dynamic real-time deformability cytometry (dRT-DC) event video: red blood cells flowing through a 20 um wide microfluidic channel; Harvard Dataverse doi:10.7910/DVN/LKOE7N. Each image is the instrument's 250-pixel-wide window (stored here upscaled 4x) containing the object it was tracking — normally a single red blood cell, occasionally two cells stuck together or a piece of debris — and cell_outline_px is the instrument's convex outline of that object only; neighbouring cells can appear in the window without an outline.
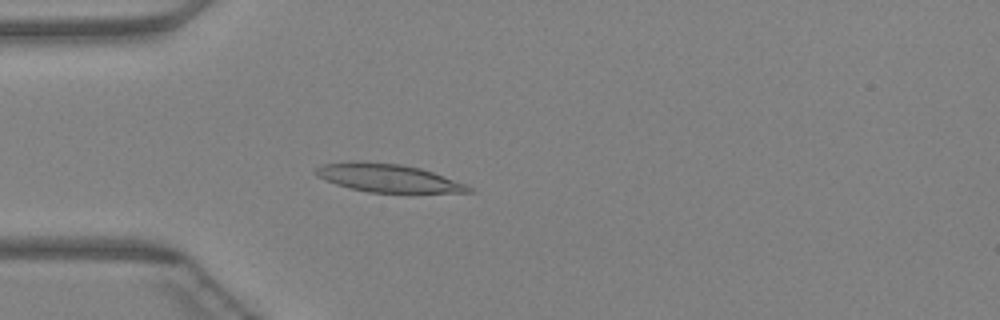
{"species": "Egyptian fruit bat (a non-hibernating species)", "species_latin": "Rousettus aegyptiacus", "temperature_condition": "warm", "stored_images_in_passage": 46, "camera_frame_rate_fps": 3000, "um_per_image_px": 0.085, "animal": {"sex": "female"}, "frame": {"image": 1, "passage_image": 13, "time_ms": 4.0, "image_size_px": [1000, 320], "cell_outline_px": [[476, 192], [368, 192], [348, 188], [324, 180], [316, 176], [312, 172], [316, 168], [324, 164], [352, 160], [364, 160], [400, 164], [420, 168], [468, 184]], "centroid_in_image_um": [32.93, 15.11], "position_along_channel_um": 52.1, "area_um2": 25.32}}
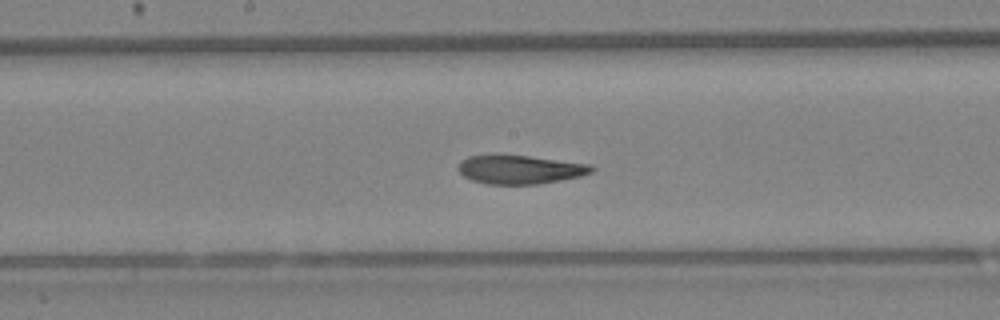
{"frame": {"image": 2, "passage_image": 24, "time_ms": 7.667, "image_size_px": [1000, 320], "cell_outline_px": [[596, 168], [592, 172], [580, 176], [540, 184], [488, 184], [472, 180], [464, 176], [456, 168], [460, 160], [468, 156], [496, 152], [592, 164]], "centroid_in_image_um": [44.14, 14.37], "position_along_channel_um": 204.1, "area_um2": 23.0}}
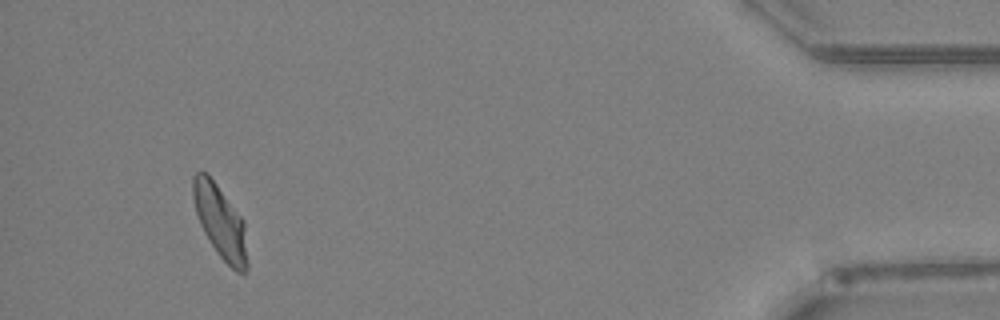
{"frame": {"image": 3, "passage_image": 43, "time_ms": 14.0, "image_size_px": [1000, 320], "cell_outline_px": [[248, 268], [244, 276], [236, 272], [216, 252], [204, 232], [200, 224], [196, 212], [192, 196], [192, 176], [196, 172], [204, 172], [216, 184], [244, 220], [248, 260]], "centroid_in_image_um": [18.74, 18.9], "position_along_channel_um": 416.5, "area_um2": 23.12}}